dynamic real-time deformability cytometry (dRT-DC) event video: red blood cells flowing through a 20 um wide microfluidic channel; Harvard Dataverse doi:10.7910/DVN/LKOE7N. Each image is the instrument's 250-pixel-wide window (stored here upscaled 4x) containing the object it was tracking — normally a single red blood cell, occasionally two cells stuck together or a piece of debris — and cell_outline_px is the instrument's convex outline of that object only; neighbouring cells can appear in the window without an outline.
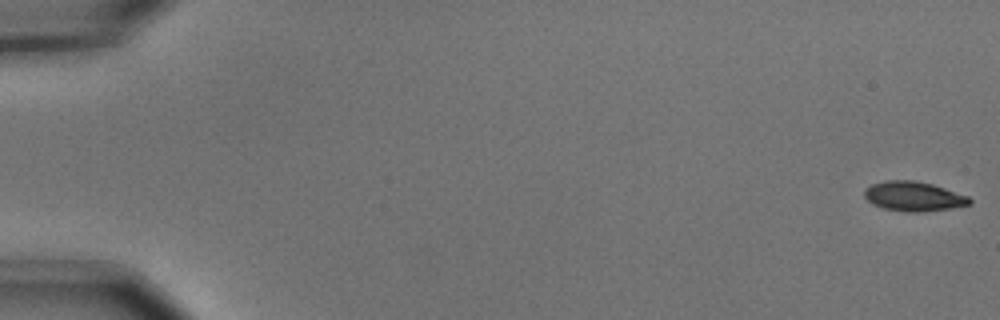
{"species": "common noctule bat (a hibernating species)", "species_latin": "Nyctalus noctula", "temperature_condition": "cold", "stored_images_in_passage": 5, "camera_frame_rate_fps": 3000, "um_per_image_px": 0.085, "animal": {"sex": "male", "body_mass_g": 15.6}, "frame": {"image": 1, "passage_image": 1, "time_ms": 0.0, "image_size_px": [1000, 320], "cell_outline_px": [[972, 204], [952, 208], [920, 212], [904, 212], [884, 208], [872, 204], [864, 196], [864, 188], [872, 184], [884, 180], [916, 180], [932, 184], [968, 196], [972, 200]], "centroid_in_image_um": [77.64, 16.69], "position_along_channel_um": 7.4, "area_um2": 18.26}}
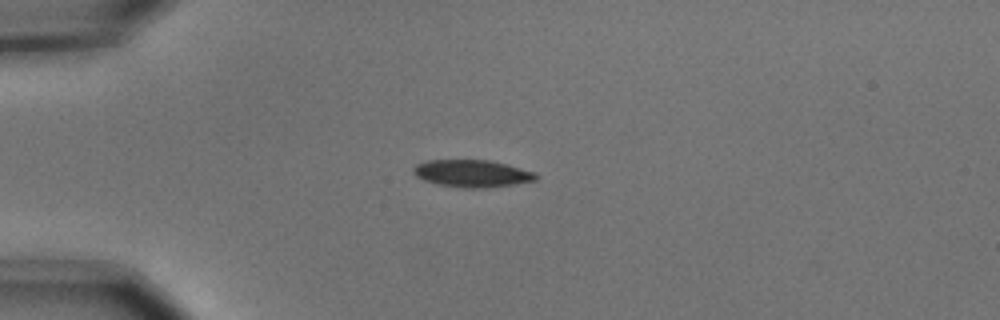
{"frame": {"image": 2, "passage_image": 5, "time_ms": 1.333, "image_size_px": [1000, 320], "cell_outline_px": [[536, 180], [512, 184], [484, 188], [464, 188], [436, 184], [424, 180], [416, 176], [412, 172], [412, 168], [416, 164], [424, 160], [492, 160], [536, 172]], "centroid_in_image_um": [40.08, 14.73], "position_along_channel_um": 44.9, "area_um2": 19.54}}